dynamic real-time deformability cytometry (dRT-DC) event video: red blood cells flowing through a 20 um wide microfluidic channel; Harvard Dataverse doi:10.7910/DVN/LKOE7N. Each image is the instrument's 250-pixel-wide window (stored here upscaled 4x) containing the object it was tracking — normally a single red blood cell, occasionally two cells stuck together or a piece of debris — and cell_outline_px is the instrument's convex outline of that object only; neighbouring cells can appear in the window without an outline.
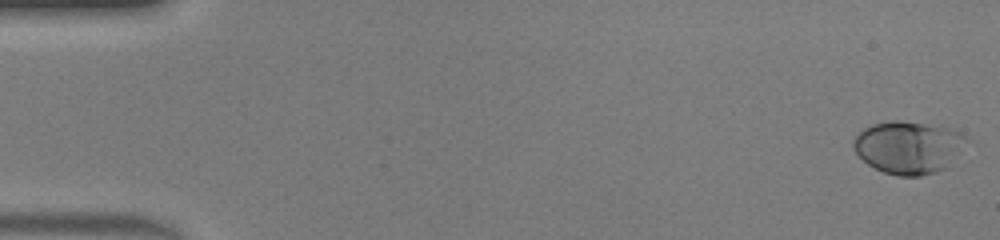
{"species": "human", "species_latin": "Homo sapiens", "temperature_condition": "warm", "stored_images_in_passage": 47, "camera_frame_rate_fps": 3000, "um_per_image_px": 0.085, "donor": {"sex": "male"}, "frame": {"image": 1, "passage_image": 1, "time_ms": 0.0, "image_size_px": [1000, 240], "cell_outline_px": [[964, 136], [956, 156], [944, 168], [936, 172], [920, 176], [896, 176], [884, 172], [868, 164], [852, 148], [852, 140], [856, 132], [872, 124], [892, 120], [896, 120], [948, 128], [960, 132]], "centroid_in_image_um": [77.1, 12.52], "position_along_channel_um": 7.9, "area_um2": 33.93}}
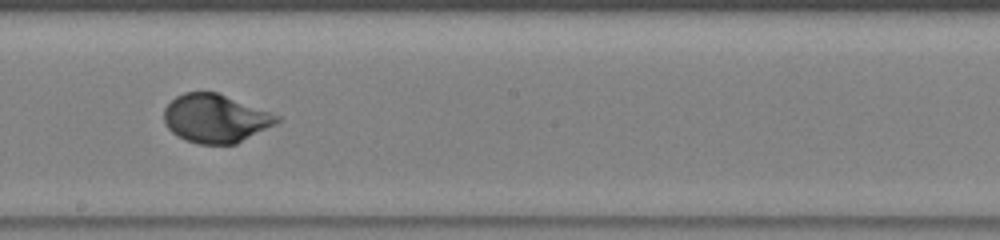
{"frame": {"image": 2, "passage_image": 27, "time_ms": 8.667, "image_size_px": [1000, 240], "cell_outline_px": [[284, 120], [236, 144], [200, 144], [184, 140], [172, 132], [164, 124], [164, 108], [176, 96], [184, 92], [216, 92], [280, 116]], "centroid_in_image_um": [18.31, 10.08], "position_along_channel_um": 229.9, "area_um2": 31.79}}
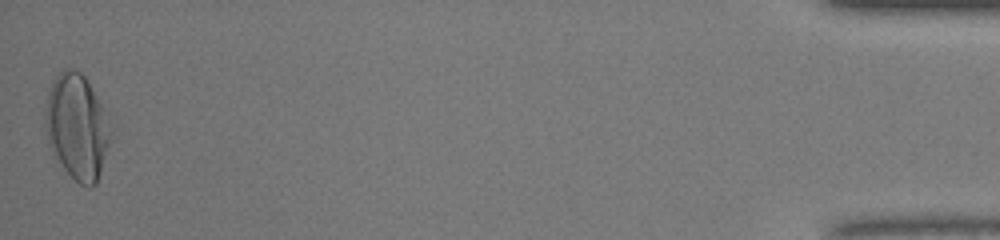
{"frame": {"image": 3, "passage_image": 47, "time_ms": 15.333, "image_size_px": [1000, 240], "cell_outline_px": [[116, 128], [96, 184], [88, 188], [80, 184], [52, 156], [48, 144], [44, 124], [44, 112], [48, 88], [52, 80], [64, 68], [72, 68], [80, 72], [84, 76]], "centroid_in_image_um": [6.56, 10.77], "position_along_channel_um": 428.6, "area_um2": 41.21}, "authors_computed_cell_mechanics": {"area_um2": 31.6744, "velocity_mm_per_s": 4.381, "shape_relaxation_time_tau1_ms": 3.0282, "shape_relaxation_time_tau2_ms": null, "deformation_change_tau1": 0.1841, "deformation_change_tau2": null}}